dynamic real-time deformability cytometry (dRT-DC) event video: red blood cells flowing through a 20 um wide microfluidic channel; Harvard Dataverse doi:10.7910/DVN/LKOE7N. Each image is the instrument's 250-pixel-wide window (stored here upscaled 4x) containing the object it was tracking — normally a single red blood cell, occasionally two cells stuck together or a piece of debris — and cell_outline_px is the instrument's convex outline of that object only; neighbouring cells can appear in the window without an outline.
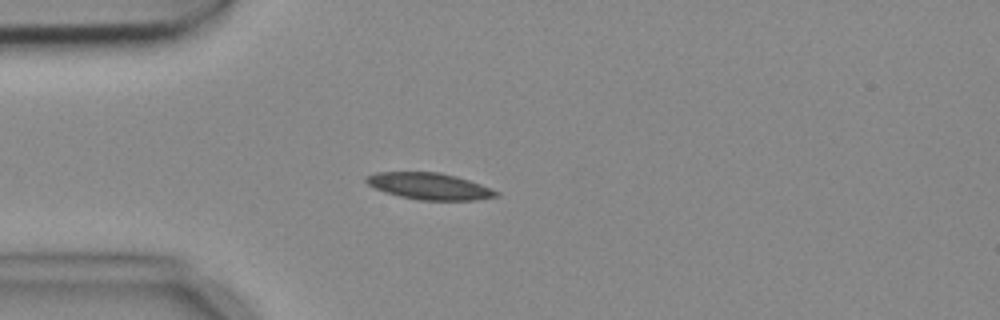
{"species": "common noctule bat (a hibernating species)", "species_latin": "Nyctalus noctula", "temperature_condition": "cold", "stored_images_in_passage": 1, "camera_frame_rate_fps": 3000, "um_per_image_px": 0.085, "animal": {"sex": "female", "body_mass_g": 18.4}, "frame": {"image": 1, "passage_image": 1, "time_ms": 0.0, "image_size_px": [1000, 320], "cell_outline_px": [[500, 196], [476, 200], [420, 200], [400, 196], [384, 192], [368, 184], [364, 180], [364, 176], [376, 172], [440, 172], [456, 176], [492, 188], [500, 192]], "centroid_in_image_um": [36.51, 15.82], "position_along_channel_um": 48.5, "area_um2": 20.23}}